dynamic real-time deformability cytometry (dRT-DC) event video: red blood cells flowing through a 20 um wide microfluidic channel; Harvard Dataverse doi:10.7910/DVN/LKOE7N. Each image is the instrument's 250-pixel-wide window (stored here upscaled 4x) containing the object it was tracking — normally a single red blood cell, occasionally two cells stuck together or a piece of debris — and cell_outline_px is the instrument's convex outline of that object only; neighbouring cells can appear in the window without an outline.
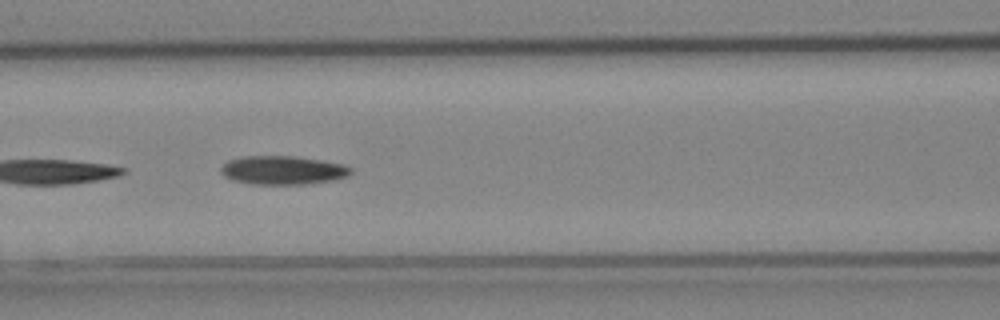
{"species": "Egyptian fruit bat (a non-hibernating species)", "species_latin": "Rousettus aegyptiacus", "temperature_condition": "cold", "stored_images_in_passage": 6, "camera_frame_rate_fps": 3000, "um_per_image_px": 0.085, "animal": {"sex": "female"}, "frame": {"image": 1, "passage_image": 4, "time_ms": 1.0, "image_size_px": [1000, 320], "cell_outline_px": [[352, 172], [348, 176], [332, 180], [304, 184], [252, 184], [232, 180], [224, 176], [220, 172], [220, 168], [228, 160], [244, 156], [292, 156], [320, 160], [344, 164], [352, 168]], "centroid_in_image_um": [24.02, 14.46], "position_along_channel_um": 142.6, "area_um2": 21.68}}